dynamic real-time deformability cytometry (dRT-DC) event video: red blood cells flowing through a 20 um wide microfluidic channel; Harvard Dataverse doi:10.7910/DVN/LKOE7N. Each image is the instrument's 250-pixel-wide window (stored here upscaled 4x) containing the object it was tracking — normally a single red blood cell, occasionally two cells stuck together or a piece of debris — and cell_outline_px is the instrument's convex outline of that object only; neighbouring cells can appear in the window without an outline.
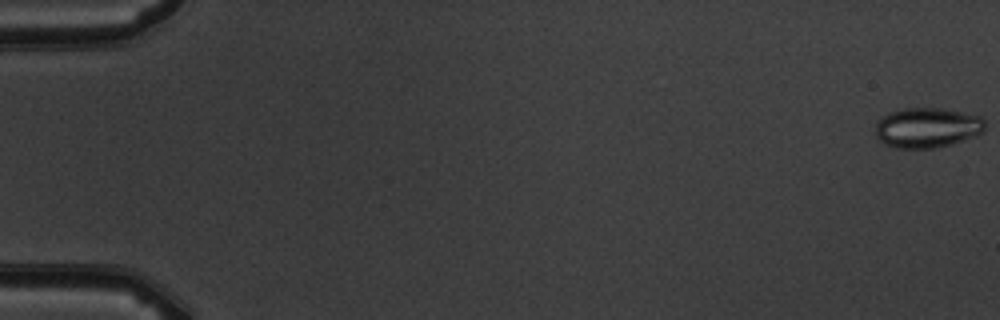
{"species": "common noctule bat (a hibernating species)", "species_latin": "Nyctalus noctula", "temperature_condition": "warm", "stored_images_in_passage": 5, "camera_frame_rate_fps": 3000, "um_per_image_px": 0.085, "animal": {"sex": "male", "body_mass_g": 19.5, "forearm_length_mm": 54.6}, "frame": {"image": 1, "passage_image": 1, "time_ms": 0.0, "image_size_px": [1000, 320], "cell_outline_px": [[984, 132], [976, 136], [952, 144], [936, 148], [896, 148], [884, 144], [876, 136], [876, 120], [892, 112], [904, 108], [940, 108], [980, 116], [984, 120]], "centroid_in_image_um": [78.81, 10.86], "position_along_channel_um": 6.2, "area_um2": 25.61}}